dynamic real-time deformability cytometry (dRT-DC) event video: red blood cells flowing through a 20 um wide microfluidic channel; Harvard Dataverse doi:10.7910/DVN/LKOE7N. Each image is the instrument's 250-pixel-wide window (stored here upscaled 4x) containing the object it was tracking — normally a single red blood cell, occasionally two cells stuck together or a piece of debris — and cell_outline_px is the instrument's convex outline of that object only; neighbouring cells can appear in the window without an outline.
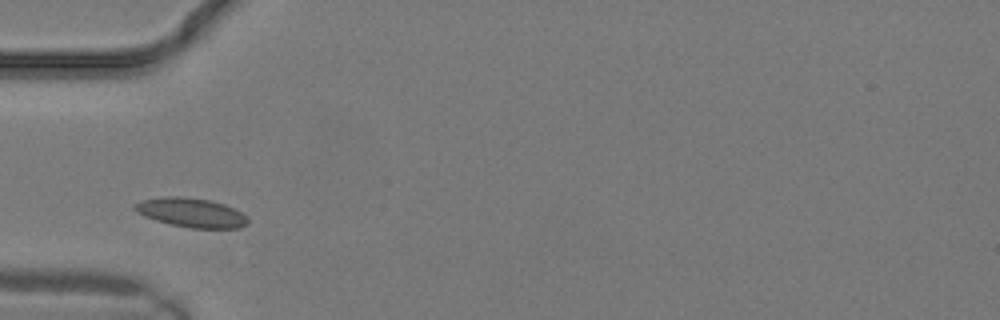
{"species": "common noctule bat (a hibernating species)", "species_latin": "Nyctalus noctula", "temperature_condition": "warm", "stored_images_in_passage": 15, "camera_frame_rate_fps": 3000, "um_per_image_px": 0.085, "animal": {"sex": "male", "body_mass_g": 19.2, "forearm_length_mm": 51.8}, "frame": {"image": 1, "passage_image": 4, "time_ms": 1.0, "image_size_px": [1000, 320], "cell_outline_px": [[248, 224], [240, 228], [192, 228], [172, 224], [156, 220], [144, 216], [136, 212], [132, 208], [140, 200], [168, 196], [180, 196], [208, 200], [224, 204], [240, 212], [248, 220]], "centroid_in_image_um": [16.23, 18.07], "position_along_channel_um": 68.8, "area_um2": 19.02}}
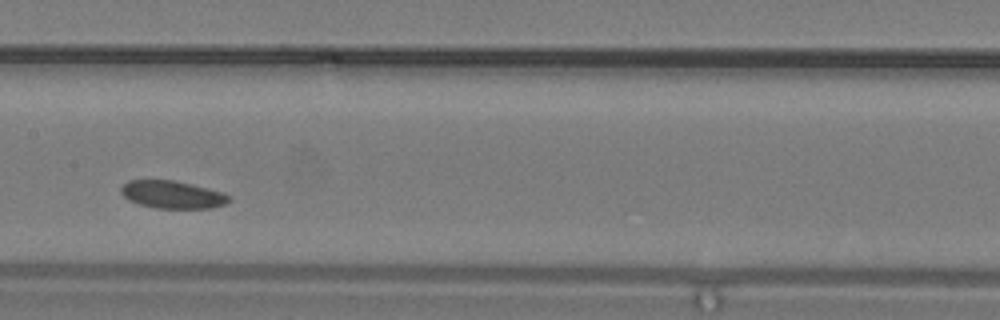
{"frame": {"image": 2, "passage_image": 9, "time_ms": 2.667, "image_size_px": [1000, 320], "cell_outline_px": [[232, 200], [224, 204], [212, 208], [156, 208], [140, 204], [128, 200], [120, 192], [120, 188], [128, 180], [176, 180], [224, 192]], "centroid_in_image_um": [14.65, 16.53], "position_along_channel_um": 192.7, "area_um2": 17.46}}
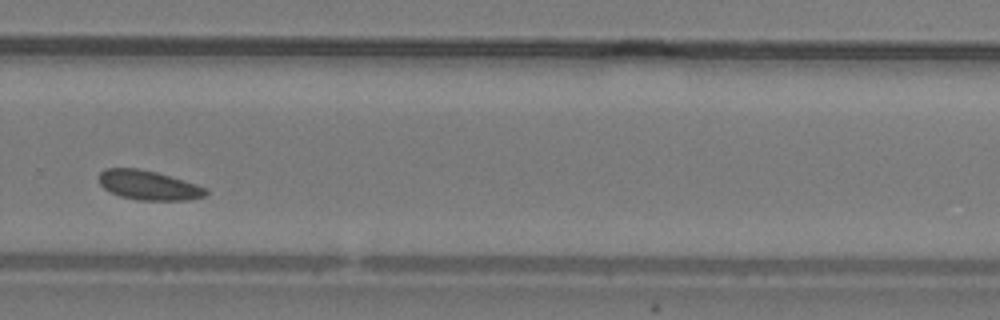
{"frame": {"image": 3, "passage_image": 14, "time_ms": 4.333, "image_size_px": [1000, 320], "cell_outline_px": [[208, 192], [204, 196], [192, 200], [136, 200], [120, 196], [108, 192], [100, 184], [100, 172], [104, 168], [140, 168], [156, 172], [184, 180], [208, 188]], "centroid_in_image_um": [12.63, 15.75], "position_along_channel_um": 317.2, "area_um2": 18.5}}